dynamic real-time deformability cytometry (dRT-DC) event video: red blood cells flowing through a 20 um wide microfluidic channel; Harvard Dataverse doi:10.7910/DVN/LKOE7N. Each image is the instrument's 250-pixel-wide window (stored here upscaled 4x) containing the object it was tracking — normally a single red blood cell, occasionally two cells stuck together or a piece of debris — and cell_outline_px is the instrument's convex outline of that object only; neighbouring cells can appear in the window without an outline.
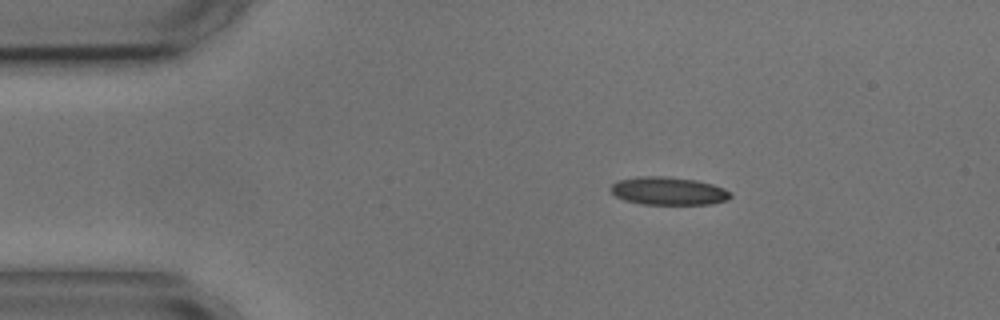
{"species": "common noctule bat (a hibernating species)", "species_latin": "Nyctalus noctula", "temperature_condition": "cold", "stored_images_in_passage": 6, "camera_frame_rate_fps": 3000, "um_per_image_px": 0.085, "animal": {"sex": "male", "body_mass_g": 17.9, "forearm_length_mm": 54.2}, "frame": {"image": 1, "passage_image": 1, "time_ms": 0.0, "image_size_px": [1000, 320], "cell_outline_px": [[732, 196], [728, 200], [712, 204], [640, 204], [624, 200], [616, 196], [608, 188], [612, 184], [620, 180], [640, 176], [664, 176], [696, 180], [712, 184], [724, 188], [732, 192]], "centroid_in_image_um": [56.83, 16.24], "position_along_channel_um": 28.2, "area_um2": 19.65}}
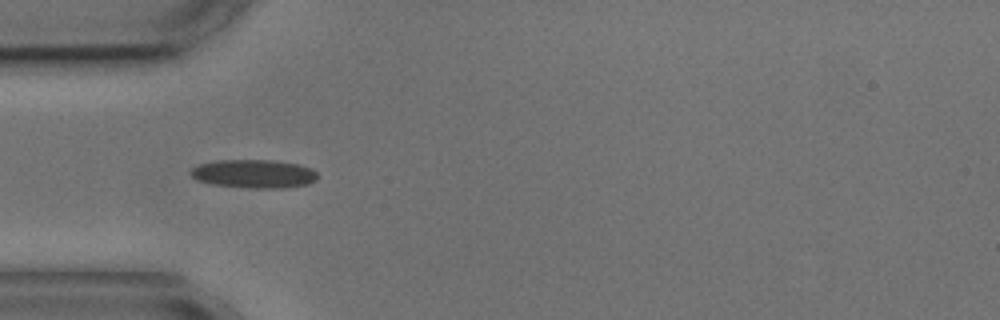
{"frame": {"image": 2, "passage_image": 3, "time_ms": 2.333, "image_size_px": [1000, 320], "cell_outline_px": [[316, 180], [308, 184], [284, 188], [252, 188], [212, 184], [196, 180], [188, 172], [192, 168], [200, 164], [216, 160], [276, 160], [300, 164], [312, 168], [316, 172]], "centroid_in_image_um": [21.59, 14.76], "position_along_channel_um": 63.4, "area_um2": 21.21}}